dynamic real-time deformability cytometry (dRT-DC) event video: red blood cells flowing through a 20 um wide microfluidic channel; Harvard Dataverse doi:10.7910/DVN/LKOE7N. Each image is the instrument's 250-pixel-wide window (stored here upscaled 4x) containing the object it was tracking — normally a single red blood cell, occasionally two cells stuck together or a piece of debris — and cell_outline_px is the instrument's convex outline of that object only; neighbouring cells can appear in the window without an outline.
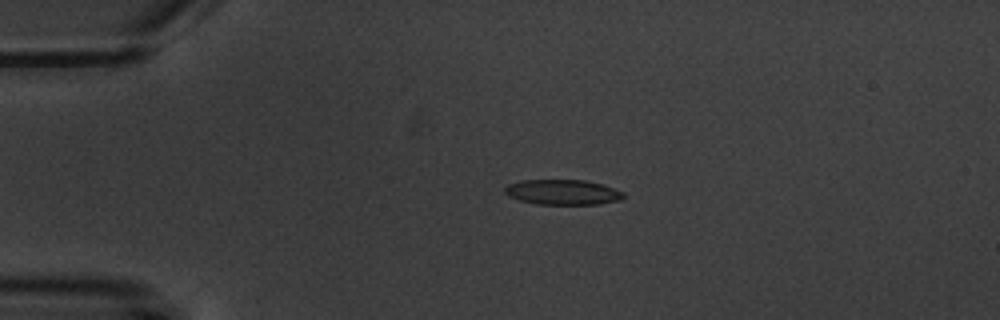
{"species": "common noctule bat (a hibernating species)", "species_latin": "Nyctalus noctula", "temperature_condition": "warm", "stored_images_in_passage": 5, "camera_frame_rate_fps": 3000, "um_per_image_px": 0.085, "animal": {"sex": "male", "body_mass_g": 20.1, "forearm_length_mm": 53.5}, "frame": {"image": 1, "passage_image": 4, "time_ms": 3.667, "image_size_px": [1000, 320], "cell_outline_px": [[624, 196], [620, 200], [596, 204], [536, 204], [520, 200], [508, 196], [504, 192], [504, 188], [508, 184], [524, 180], [584, 180], [600, 184], [624, 192]], "centroid_in_image_um": [47.8, 16.33], "position_along_channel_um": 37.2, "area_um2": 17.22}}